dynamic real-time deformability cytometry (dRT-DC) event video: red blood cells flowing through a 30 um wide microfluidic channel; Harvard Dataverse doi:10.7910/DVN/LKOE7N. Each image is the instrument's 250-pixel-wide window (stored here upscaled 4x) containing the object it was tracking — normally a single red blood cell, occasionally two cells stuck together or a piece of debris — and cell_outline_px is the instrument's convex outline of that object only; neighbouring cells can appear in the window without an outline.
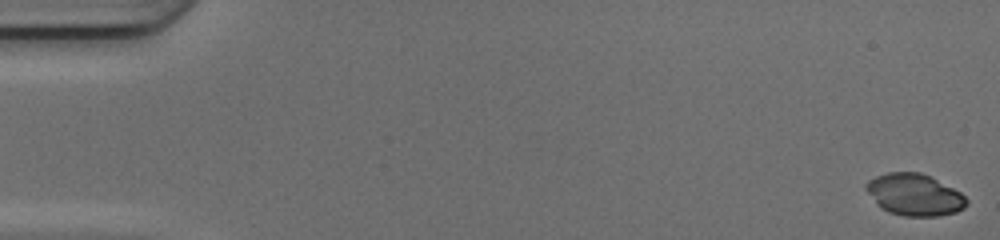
{"species": "common noctule bat (a hibernating species)", "species_latin": "Nyctalus noctula", "temperature_condition": "cold", "stored_images_in_passage": 50, "camera_frame_rate_fps": 3000, "um_per_image_px": 0.085, "animal": {"sex": "female", "body_mass_g": 17.0, "forearm_length_mm": 48.0}, "frame": {"image": 1, "passage_image": 1, "time_ms": 0.0, "image_size_px": [1000, 240], "cell_outline_px": [[968, 204], [964, 208], [956, 212], [936, 216], [904, 216], [888, 212], [880, 208], [876, 204], [864, 188], [864, 184], [868, 180], [876, 176], [888, 172], [920, 172], [960, 192], [968, 200]], "centroid_in_image_um": [77.69, 16.56], "position_along_channel_um": 7.3, "area_um2": 24.45}}
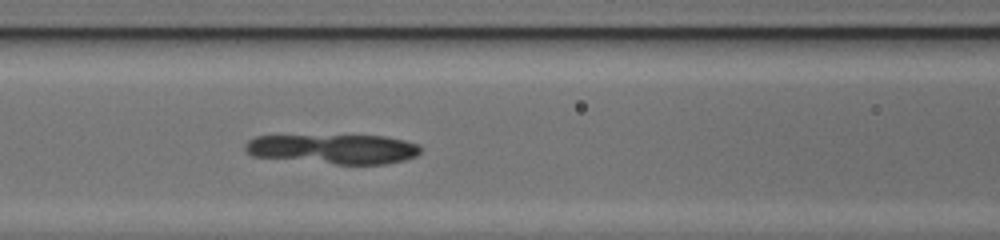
{"frame": {"image": 2, "passage_image": 22, "time_ms": 7.0, "image_size_px": [1000, 240], "cell_outline_px": [[420, 152], [416, 156], [404, 160], [384, 164], [336, 164], [252, 156], [244, 148], [244, 144], [248, 140], [256, 136], [384, 136], [404, 140], [416, 144], [420, 148]], "centroid_in_image_um": [28.33, 12.67], "position_along_channel_um": 138.3, "area_um2": 30.0}}
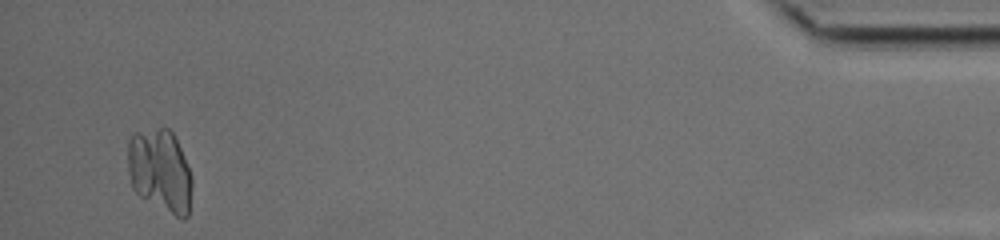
{"frame": {"image": 3, "passage_image": 48, "time_ms": 15.667, "image_size_px": [1000, 240], "cell_outline_px": [[192, 184], [188, 216], [184, 220], [176, 216], [140, 196], [132, 188], [128, 172], [128, 140], [136, 132], [160, 128], [168, 128], [172, 132], [180, 148], [192, 176]], "centroid_in_image_um": [13.61, 14.52], "position_along_channel_um": 421.6, "area_um2": 30.87}}